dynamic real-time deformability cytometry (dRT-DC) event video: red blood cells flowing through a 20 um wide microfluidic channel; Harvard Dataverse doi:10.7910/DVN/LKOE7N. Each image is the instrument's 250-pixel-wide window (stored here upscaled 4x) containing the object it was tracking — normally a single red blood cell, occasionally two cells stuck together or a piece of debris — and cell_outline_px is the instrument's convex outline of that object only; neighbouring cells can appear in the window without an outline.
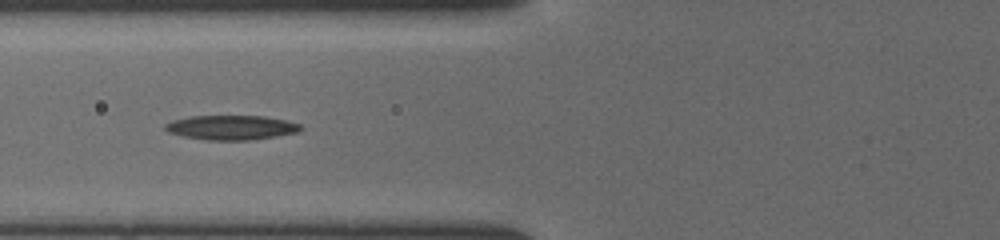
{"species": "common noctule bat (a hibernating species)", "species_latin": "Nyctalus noctula", "temperature_condition": "cold", "stored_images_in_passage": 34, "camera_frame_rate_fps": 3000, "um_per_image_px": 0.085, "animal": {"sex": "female", "body_mass_g": 19.5, "forearm_length_mm": 54.1}, "frame": {"image": 1, "passage_image": 5, "time_ms": 1.333, "image_size_px": [1000, 240], "cell_outline_px": [[304, 128], [296, 132], [276, 136], [248, 140], [208, 140], [184, 136], [168, 132], [164, 128], [164, 124], [172, 120], [188, 116], [264, 116], [284, 120], [300, 124]], "centroid_in_image_um": [19.63, 10.83], "position_along_channel_um": 106.2, "area_um2": 19.25}}
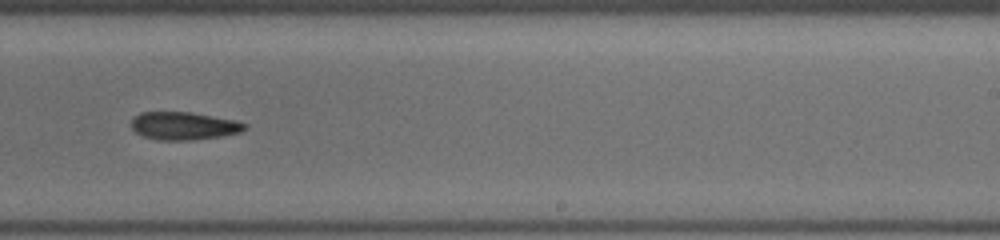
{"frame": {"image": 2, "passage_image": 17, "time_ms": 5.333, "image_size_px": [1000, 240], "cell_outline_px": [[248, 124], [240, 132], [224, 136], [192, 140], [160, 140], [144, 136], [136, 132], [132, 128], [132, 116], [140, 112], [192, 112], [236, 120]], "centroid_in_image_um": [15.63, 10.69], "position_along_channel_um": 273.4, "area_um2": 18.5}}
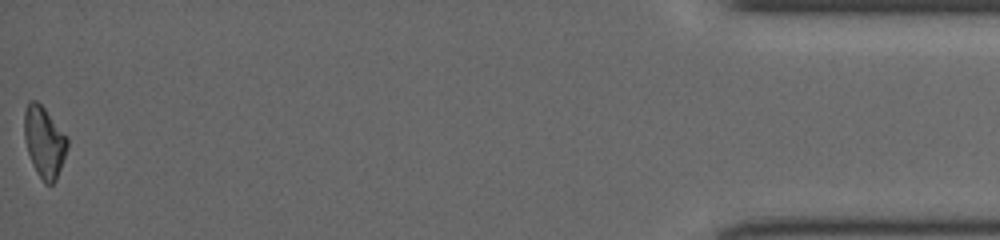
{"frame": {"image": 3, "passage_image": 34, "time_ms": 11.0, "image_size_px": [1000, 240], "cell_outline_px": [[68, 148], [56, 180], [52, 184], [44, 184], [36, 172], [32, 164], [28, 152], [24, 136], [24, 112], [28, 100], [36, 100], [44, 108], [68, 136]], "centroid_in_image_um": [3.77, 12.06], "position_along_channel_um": 431.4, "area_um2": 17.98}}